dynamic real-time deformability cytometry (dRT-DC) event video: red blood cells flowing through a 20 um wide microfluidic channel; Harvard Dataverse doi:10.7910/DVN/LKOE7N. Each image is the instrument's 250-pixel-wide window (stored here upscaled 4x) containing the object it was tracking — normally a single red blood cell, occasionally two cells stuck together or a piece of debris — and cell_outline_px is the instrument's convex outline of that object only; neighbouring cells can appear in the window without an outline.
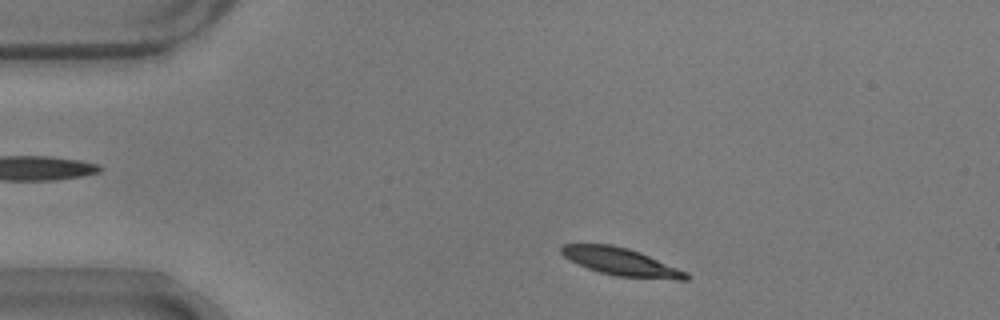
{"species": "common noctule bat (a hibernating species)", "species_latin": "Nyctalus noctula", "temperature_condition": "warm", "stored_images_in_passage": 47, "camera_frame_rate_fps": 3000, "um_per_image_px": 0.085, "animal": {"sex": "male", "body_mass_g": 17.9}, "frame": {"image": 1, "passage_image": 3, "time_ms": 0.667, "image_size_px": [1000, 320], "cell_outline_px": [[688, 280], [676, 280], [616, 276], [600, 272], [588, 268], [568, 260], [560, 252], [560, 248], [564, 244], [612, 244], [628, 248], [640, 252], [688, 272]], "centroid_in_image_um": [52.79, 22.25], "position_along_channel_um": 32.2, "area_um2": 20.11}}
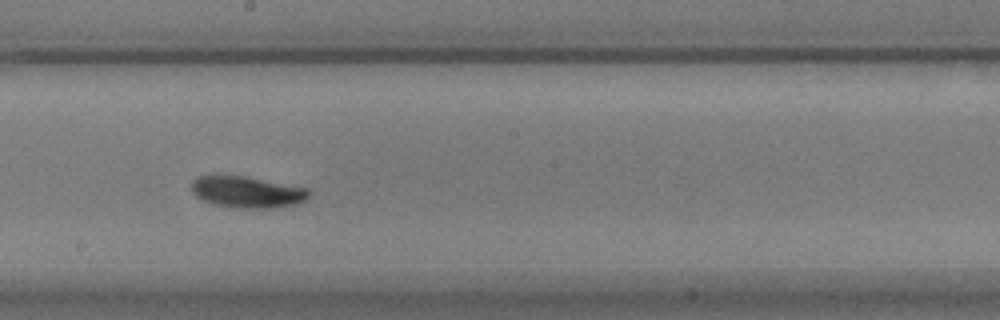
{"frame": {"image": 2, "passage_image": 23, "time_ms": 7.333, "image_size_px": [1000, 320], "cell_outline_px": [[312, 192], [304, 200], [296, 204], [276, 208], [240, 208], [212, 204], [196, 196], [192, 192], [192, 180], [196, 176], [244, 176], [308, 188]], "centroid_in_image_um": [21.02, 16.33], "position_along_channel_um": 227.2, "area_um2": 21.44}}
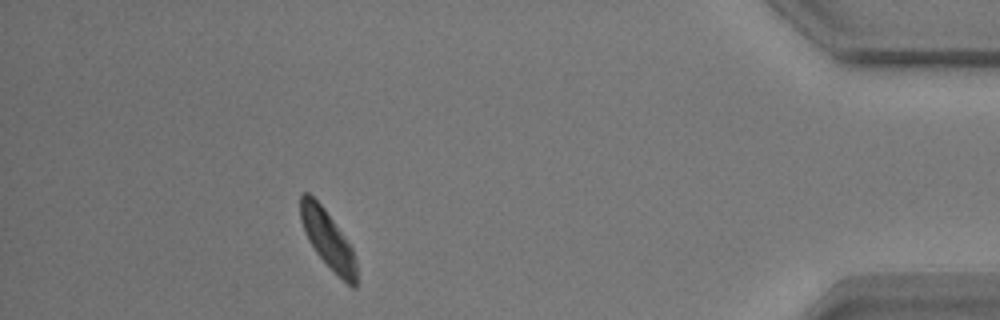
{"frame": {"image": 3, "passage_image": 42, "time_ms": 13.667, "image_size_px": [1000, 320], "cell_outline_px": [[356, 288], [352, 288], [316, 252], [308, 240], [304, 232], [300, 220], [300, 196], [304, 192], [308, 192], [324, 208], [344, 236], [352, 248], [356, 260]], "centroid_in_image_um": [27.84, 20.31], "position_along_channel_um": 407.4, "area_um2": 18.44}, "authors_computed_cell_mechanics": {"area_um2": 20.3456, "velocity_mm_per_s": 3.6532, "shape_relaxation_time_tau1_ms": 2.0108, "shape_relaxation_time_tau2_ms": null, "deformation_change_tau1": 0.1129, "deformation_change_tau2": null}}